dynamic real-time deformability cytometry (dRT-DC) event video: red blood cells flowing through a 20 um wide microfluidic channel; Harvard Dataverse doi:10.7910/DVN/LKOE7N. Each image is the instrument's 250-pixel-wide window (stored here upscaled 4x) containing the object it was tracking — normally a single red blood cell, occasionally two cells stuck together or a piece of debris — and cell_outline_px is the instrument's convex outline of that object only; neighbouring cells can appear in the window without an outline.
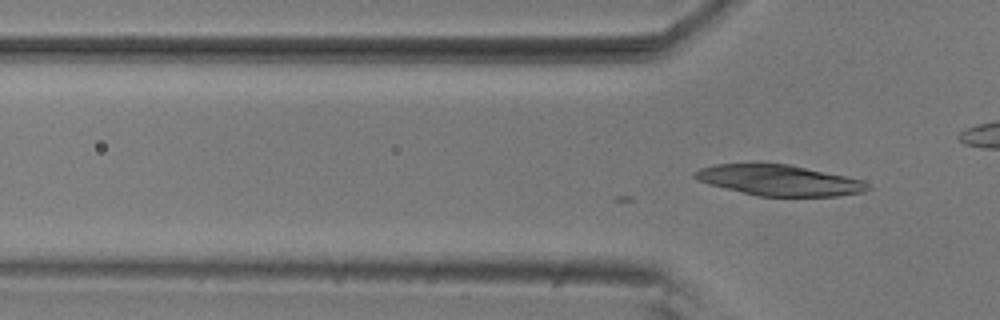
{"species": "common noctule bat (a hibernating species)", "species_latin": "Nyctalus noctula", "temperature_condition": "room temperature", "stored_images_in_passage": 3, "camera_frame_rate_fps": 3000, "um_per_image_px": 0.085, "animal": {"sex": "male", "body_mass_g": 20.5, "forearm_length_mm": 52.5}, "frame": {"image": 1, "passage_image": 3, "time_ms": 0.667, "image_size_px": [1000, 320], "cell_outline_px": [[872, 188], [864, 192], [840, 196], [756, 196], [708, 184], [696, 180], [692, 176], [692, 172], [700, 168], [716, 164], [756, 160], [760, 160], [788, 164], [844, 176], [860, 180], [868, 184]], "centroid_in_image_um": [66.11, 15.28], "position_along_channel_um": 59.7, "area_um2": 31.91}}